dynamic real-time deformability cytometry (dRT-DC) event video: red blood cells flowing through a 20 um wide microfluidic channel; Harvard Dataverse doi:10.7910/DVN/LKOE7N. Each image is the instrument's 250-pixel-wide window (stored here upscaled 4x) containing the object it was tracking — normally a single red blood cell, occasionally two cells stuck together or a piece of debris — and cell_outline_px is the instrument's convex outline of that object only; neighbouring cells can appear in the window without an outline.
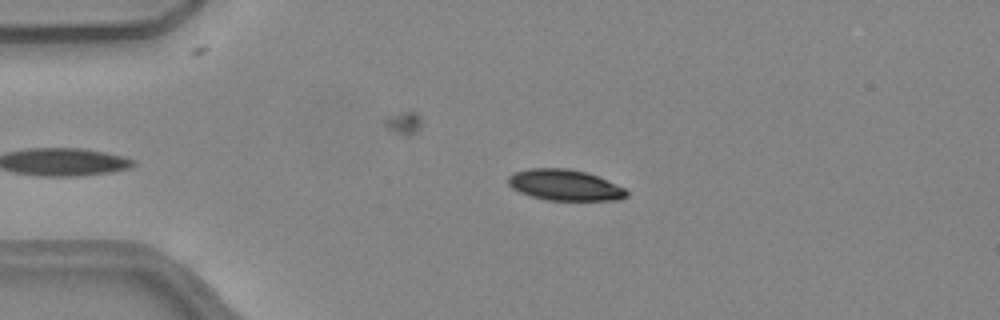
{"species": "common noctule bat (a hibernating species)", "species_latin": "Nyctalus noctula", "temperature_condition": "warm", "stored_images_in_passage": 39, "camera_frame_rate_fps": 3000, "um_per_image_px": 0.085, "animal": {"sex": "female", "body_mass_g": 24.6, "forearm_length_mm": 56.2}, "frame": {"image": 1, "passage_image": 5, "time_ms": 1.333, "image_size_px": [1000, 320], "cell_outline_px": [[628, 196], [620, 200], [548, 200], [532, 196], [520, 192], [512, 188], [508, 184], [508, 176], [512, 172], [528, 168], [568, 168], [588, 172], [624, 188], [628, 192]], "centroid_in_image_um": [47.99, 15.72], "position_along_channel_um": 37.0, "area_um2": 21.44}}
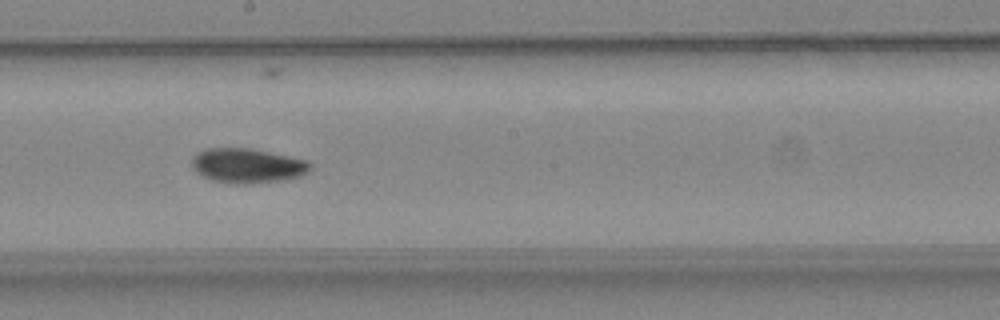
{"frame": {"image": 2, "passage_image": 22, "time_ms": 7.0, "image_size_px": [1000, 320], "cell_outline_px": [[312, 168], [308, 172], [300, 176], [288, 180], [248, 184], [236, 184], [212, 180], [196, 172], [192, 168], [192, 156], [196, 152], [204, 148], [248, 148], [308, 160], [312, 164]], "centroid_in_image_um": [21.03, 14.09], "position_along_channel_um": 227.2, "area_um2": 24.16}}
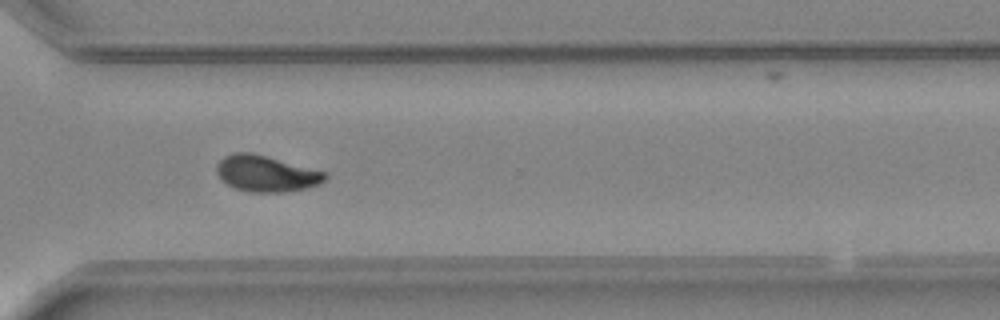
{"frame": {"image": 3, "passage_image": 31, "time_ms": 10.0, "image_size_px": [1000, 320], "cell_outline_px": [[328, 176], [320, 184], [308, 188], [284, 192], [248, 192], [236, 188], [228, 184], [216, 172], [216, 164], [224, 156], [236, 152], [252, 152], [324, 172]], "centroid_in_image_um": [22.61, 14.76], "position_along_channel_um": 348.0, "area_um2": 22.6}, "authors_computed_cell_mechanics": {"area_um2": 22.7732, "velocity_mm_per_s": 4.0321, "shape_relaxation_time_tau1_ms": 5.6048, "shape_relaxation_time_tau2_ms": 3.9439, "deformation_change_tau1": 0.1641, "deformation_change_tau2": 0.0791}}